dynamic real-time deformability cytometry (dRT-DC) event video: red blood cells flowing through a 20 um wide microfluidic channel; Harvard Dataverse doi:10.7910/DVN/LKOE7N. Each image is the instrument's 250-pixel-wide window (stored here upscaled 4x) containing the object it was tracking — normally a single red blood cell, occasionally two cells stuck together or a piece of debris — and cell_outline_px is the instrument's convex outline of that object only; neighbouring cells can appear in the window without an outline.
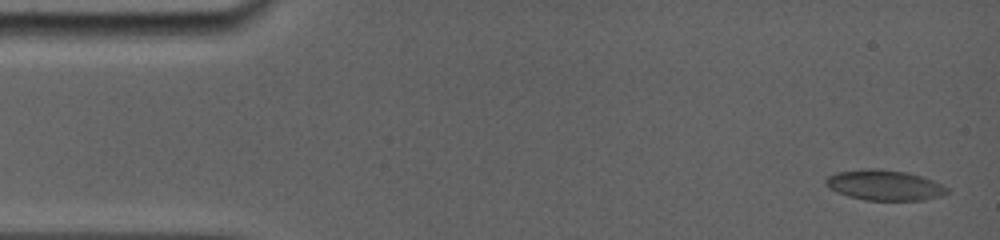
{"species": "common noctule bat (a hibernating species)", "species_latin": "Nyctalus noctula", "temperature_condition": "room temperature", "stored_images_in_passage": 35, "camera_frame_rate_fps": 5000, "um_per_image_px": 0.085, "animal": {"sex": "female", "body_mass_g": 19.0, "forearm_length_mm": 56.7}, "frame": {"image": 1, "passage_image": 2, "time_ms": 0.4, "image_size_px": [1000, 240], "cell_outline_px": [[948, 192], [940, 196], [924, 200], [864, 200], [848, 196], [836, 192], [828, 188], [824, 184], [824, 180], [828, 176], [836, 172], [868, 168], [904, 172], [920, 176], [932, 180], [948, 188]], "centroid_in_image_um": [75.12, 15.75], "position_along_channel_um": 9.9, "area_um2": 21.33}}
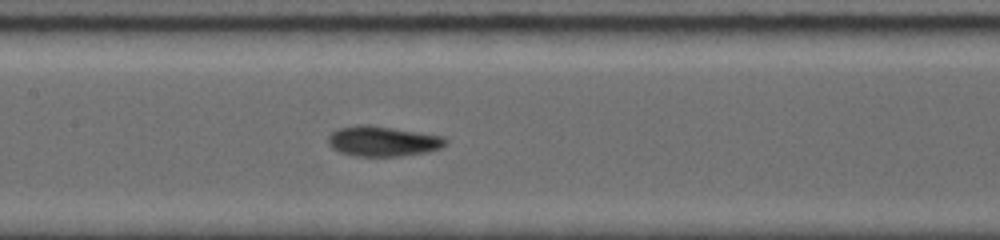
{"frame": {"image": 2, "passage_image": 20, "time_ms": 7.6, "image_size_px": [1000, 240], "cell_outline_px": [[448, 144], [440, 148], [428, 152], [400, 156], [356, 156], [340, 152], [332, 148], [328, 144], [328, 136], [336, 128], [356, 124], [368, 124], [444, 136], [448, 140]], "centroid_in_image_um": [32.53, 11.99], "position_along_channel_um": 174.9, "area_um2": 20.92}}
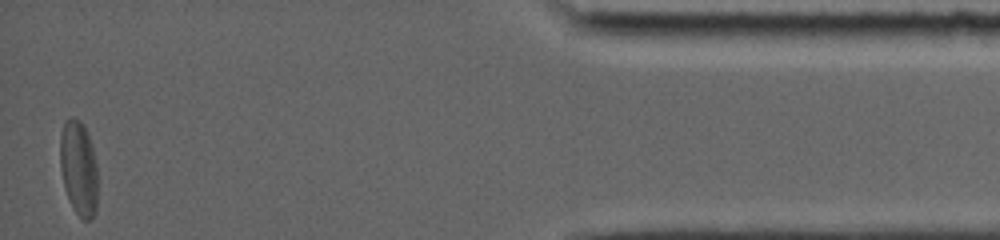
{"frame": {"image": 3, "passage_image": 34, "time_ms": 15.8, "image_size_px": [1000, 240], "cell_outline_px": [[96, 212], [92, 220], [84, 220], [72, 208], [64, 188], [60, 168], [60, 132], [64, 120], [68, 116], [72, 116], [80, 120], [84, 124], [88, 132], [92, 144], [96, 164]], "centroid_in_image_um": [6.66, 14.24], "position_along_channel_um": 428.5, "area_um2": 21.21}, "authors_computed_cell_mechanics": {"area_um2": 20.4612, "velocity_mm_per_s": 3.8398, "shape_relaxation_time_tau1_ms": null, "shape_relaxation_time_tau2_ms": 2.1893, "deformation_change_tau1": null, "deformation_change_tau2": 0.0717}}